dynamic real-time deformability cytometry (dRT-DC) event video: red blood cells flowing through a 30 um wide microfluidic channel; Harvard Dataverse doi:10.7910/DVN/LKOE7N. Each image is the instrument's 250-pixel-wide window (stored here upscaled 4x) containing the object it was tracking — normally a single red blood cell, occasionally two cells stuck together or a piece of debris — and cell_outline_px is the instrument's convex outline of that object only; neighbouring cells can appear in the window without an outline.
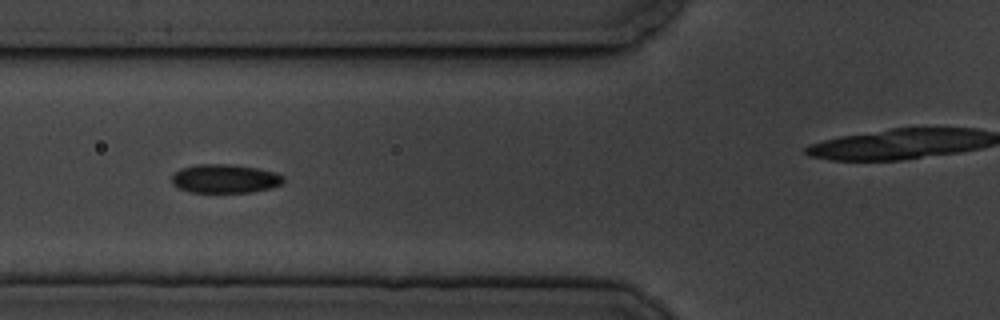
{"species": "common noctule bat (a hibernating species)", "species_latin": "Nyctalus noctula", "temperature_condition": "cold", "stored_images_in_passage": 11, "camera_frame_rate_fps": 3000, "um_per_image_px": 0.085, "animal": {"sex": "male", "body_mass_g": 19.5, "forearm_length_mm": 54.6}, "frame": {"image": 1, "passage_image": 5, "time_ms": 5.333, "image_size_px": [1000, 320], "cell_outline_px": [[284, 180], [280, 184], [272, 188], [252, 192], [188, 192], [172, 184], [172, 176], [180, 168], [196, 164], [228, 164], [256, 168], [276, 172], [284, 176]], "centroid_in_image_um": [19.12, 15.18], "position_along_channel_um": 106.7, "area_um2": 18.73}}
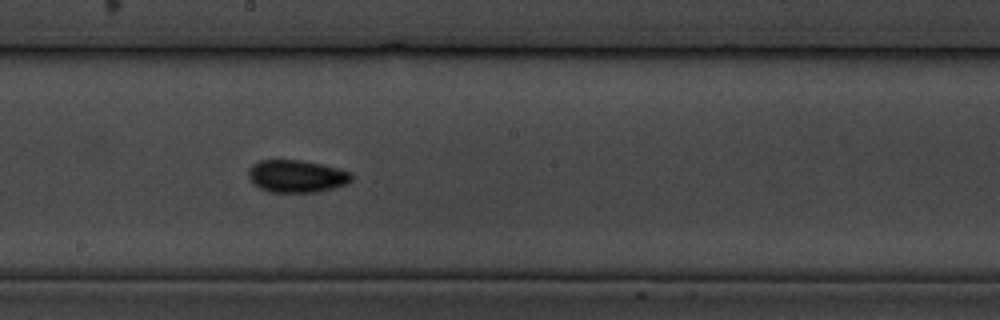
{"frame": {"image": 2, "passage_image": 8, "time_ms": 8.667, "image_size_px": [1000, 320], "cell_outline_px": [[352, 180], [348, 184], [316, 192], [268, 192], [260, 188], [248, 176], [248, 172], [252, 164], [260, 160], [300, 160], [320, 164], [352, 172]], "centroid_in_image_um": [25.23, 14.98], "position_along_channel_um": 223.0, "area_um2": 19.36}}
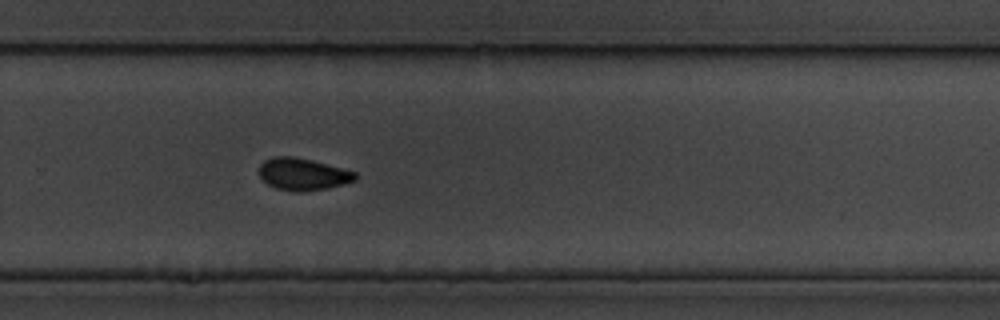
{"frame": {"image": 3, "passage_image": 10, "time_ms": 11.0, "image_size_px": [1000, 320], "cell_outline_px": [[356, 180], [344, 184], [328, 188], [304, 192], [296, 192], [276, 188], [268, 184], [260, 176], [260, 164], [264, 160], [272, 156], [292, 156], [312, 160], [356, 172]], "centroid_in_image_um": [25.74, 14.81], "position_along_channel_um": 304.1, "area_um2": 17.98}}